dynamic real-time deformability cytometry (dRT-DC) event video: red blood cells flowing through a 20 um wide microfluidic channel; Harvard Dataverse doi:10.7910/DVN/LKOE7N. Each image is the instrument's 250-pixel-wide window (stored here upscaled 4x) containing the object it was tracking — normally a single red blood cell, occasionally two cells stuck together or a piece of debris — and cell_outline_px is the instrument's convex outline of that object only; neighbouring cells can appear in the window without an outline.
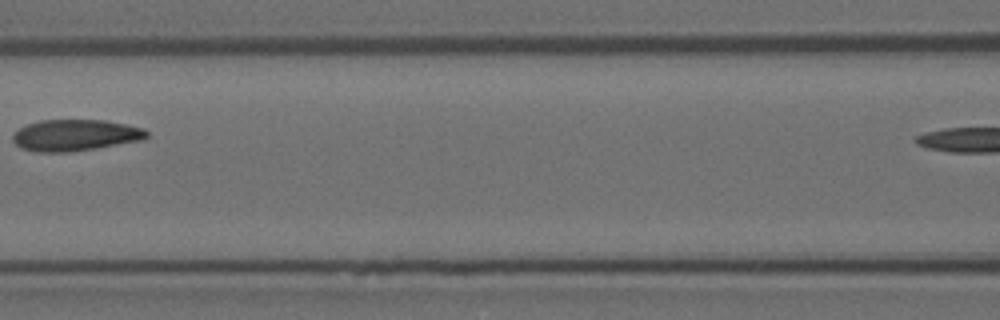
{"species": "Egyptian fruit bat (a non-hibernating species)", "species_latin": "Rousettus aegyptiacus", "temperature_condition": "room temperature", "stored_images_in_passage": 10, "camera_frame_rate_fps": 3000, "um_per_image_px": 0.085, "animal": {"sex": "female"}, "frame": {"image": 1, "passage_image": 6, "time_ms": 1.667, "image_size_px": [1000, 320], "cell_outline_px": [[148, 136], [144, 140], [96, 148], [68, 152], [36, 152], [20, 148], [12, 140], [12, 136], [20, 128], [28, 124], [40, 120], [104, 120], [144, 128], [148, 132]], "centroid_in_image_um": [6.4, 11.5], "position_along_channel_um": 160.2, "area_um2": 24.51}}
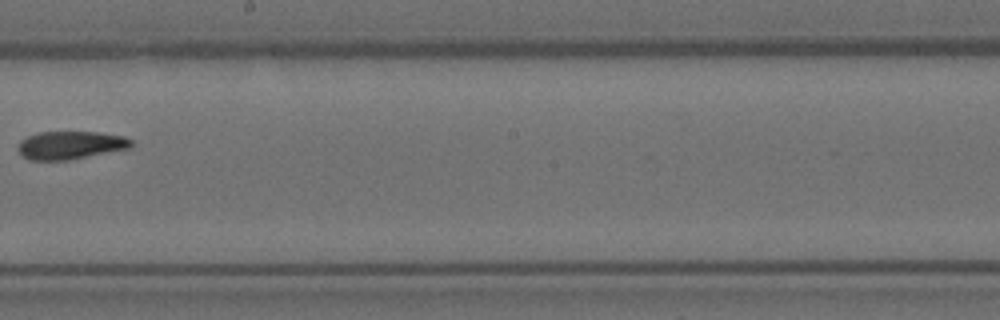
{"frame": {"image": 2, "passage_image": 9, "time_ms": 2.667, "image_size_px": [1000, 320], "cell_outline_px": [[132, 148], [68, 160], [28, 160], [20, 156], [16, 148], [20, 140], [28, 136], [40, 132], [96, 132], [124, 136], [132, 140]], "centroid_in_image_um": [5.95, 12.35], "position_along_channel_um": 242.2, "area_um2": 18.73}}
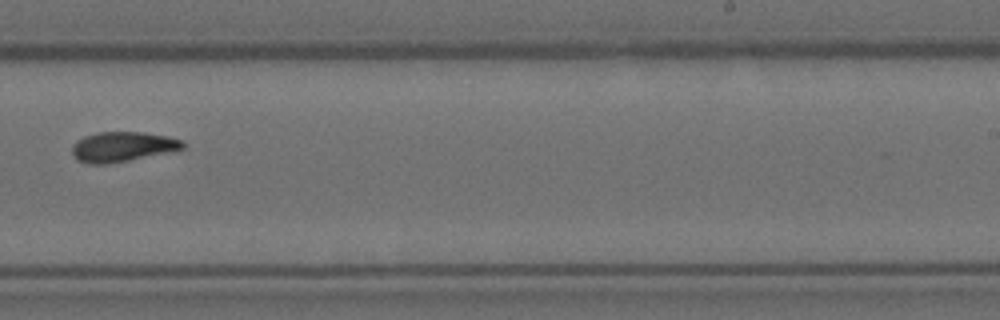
{"frame": {"image": 3, "passage_image": 10, "time_ms": 3.0, "image_size_px": [1000, 320], "cell_outline_px": [[184, 148], [128, 160], [108, 164], [88, 164], [76, 160], [72, 156], [72, 144], [76, 140], [84, 136], [96, 132], [144, 132], [168, 136], [180, 140], [184, 144]], "centroid_in_image_um": [10.32, 12.47], "position_along_channel_um": 278.7, "area_um2": 19.25}}